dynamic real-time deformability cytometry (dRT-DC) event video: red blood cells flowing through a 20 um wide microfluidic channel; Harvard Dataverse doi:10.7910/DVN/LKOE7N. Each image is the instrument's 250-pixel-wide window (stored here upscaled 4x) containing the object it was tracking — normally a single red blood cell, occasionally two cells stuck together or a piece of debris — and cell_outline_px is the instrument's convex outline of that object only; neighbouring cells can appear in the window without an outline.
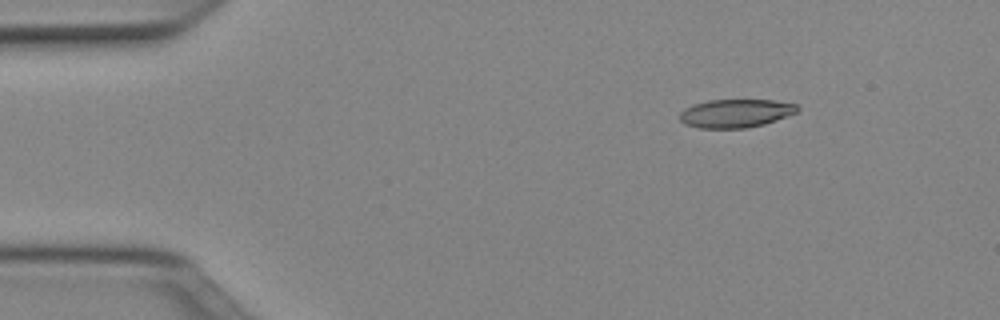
{"species": "Egyptian fruit bat (a non-hibernating species)", "species_latin": "Rousettus aegyptiacus", "temperature_condition": "cold", "stored_images_in_passage": 44, "camera_frame_rate_fps": 3000, "um_per_image_px": 0.085, "animal": {"sex": "female"}, "frame": {"image": 1, "passage_image": 1, "time_ms": 0.0, "image_size_px": [1000, 320], "cell_outline_px": [[800, 108], [796, 112], [776, 120], [764, 124], [744, 128], [700, 128], [684, 124], [680, 120], [680, 112], [684, 108], [692, 104], [708, 100], [772, 100], [796, 104]], "centroid_in_image_um": [62.49, 9.63], "position_along_channel_um": 22.5, "area_um2": 19.42}}
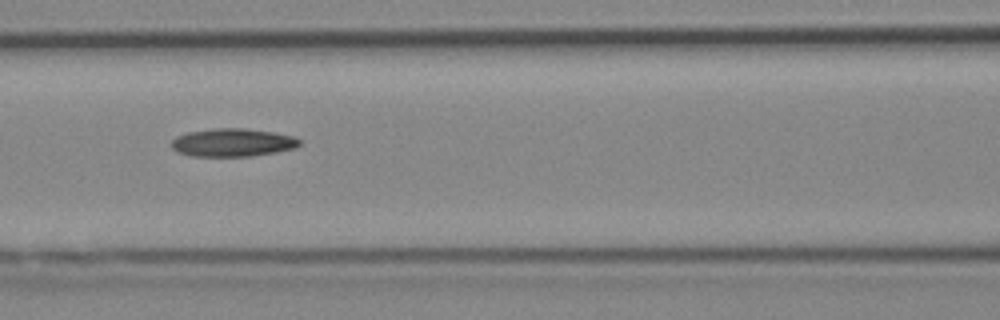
{"frame": {"image": 2, "passage_image": 16, "time_ms": 5.0, "image_size_px": [1000, 320], "cell_outline_px": [[300, 144], [296, 148], [276, 152], [252, 156], [192, 156], [176, 152], [172, 148], [172, 140], [176, 136], [188, 132], [216, 128], [244, 128], [272, 132], [292, 136], [300, 140]], "centroid_in_image_um": [19.76, 12.12], "position_along_channel_um": 146.8, "area_um2": 20.92}}
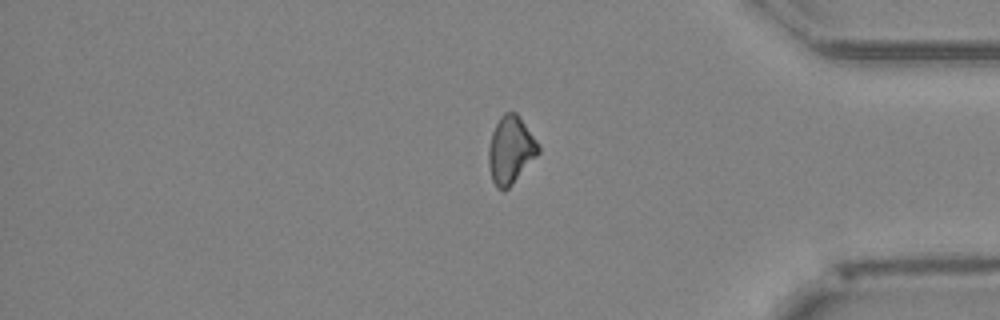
{"frame": {"image": 3, "passage_image": 36, "time_ms": 11.667, "image_size_px": [1000, 320], "cell_outline_px": [[540, 152], [512, 184], [508, 188], [496, 188], [492, 180], [488, 164], [488, 148], [492, 132], [500, 116], [504, 112], [516, 112], [540, 144]], "centroid_in_image_um": [43.4, 12.72], "position_along_channel_um": 391.8, "area_um2": 19.54}}